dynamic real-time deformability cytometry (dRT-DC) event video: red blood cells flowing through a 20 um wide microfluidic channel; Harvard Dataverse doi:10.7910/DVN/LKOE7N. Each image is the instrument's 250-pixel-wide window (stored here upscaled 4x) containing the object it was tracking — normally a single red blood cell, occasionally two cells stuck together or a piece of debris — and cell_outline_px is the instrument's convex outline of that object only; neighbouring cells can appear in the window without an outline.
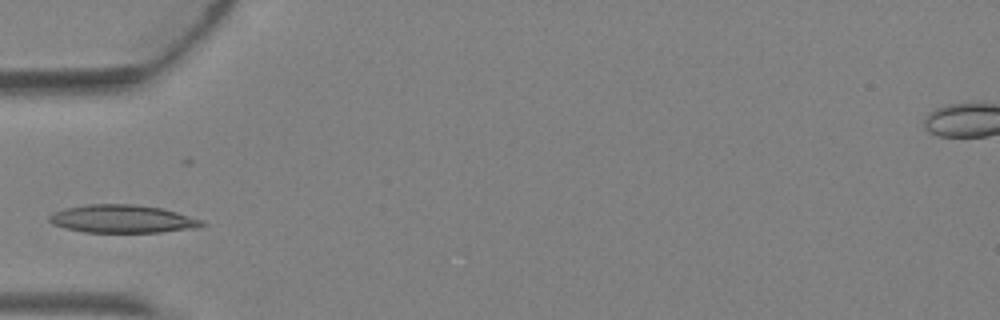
{"species": "Egyptian fruit bat (a non-hibernating species)", "species_latin": "Rousettus aegyptiacus", "temperature_condition": "warm", "stored_images_in_passage": 2, "camera_frame_rate_fps": 3000, "um_per_image_px": 0.085, "animal": {"sex": "female"}, "frame": {"image": 1, "passage_image": 2, "time_ms": 0.333, "image_size_px": [1000, 320], "cell_outline_px": [[208, 224], [200, 228], [160, 232], [84, 232], [64, 228], [52, 224], [48, 220], [48, 216], [64, 208], [88, 204], [136, 204], [164, 208], [200, 220]], "centroid_in_image_um": [10.41, 18.61], "position_along_channel_um": 74.6, "area_um2": 25.03}}